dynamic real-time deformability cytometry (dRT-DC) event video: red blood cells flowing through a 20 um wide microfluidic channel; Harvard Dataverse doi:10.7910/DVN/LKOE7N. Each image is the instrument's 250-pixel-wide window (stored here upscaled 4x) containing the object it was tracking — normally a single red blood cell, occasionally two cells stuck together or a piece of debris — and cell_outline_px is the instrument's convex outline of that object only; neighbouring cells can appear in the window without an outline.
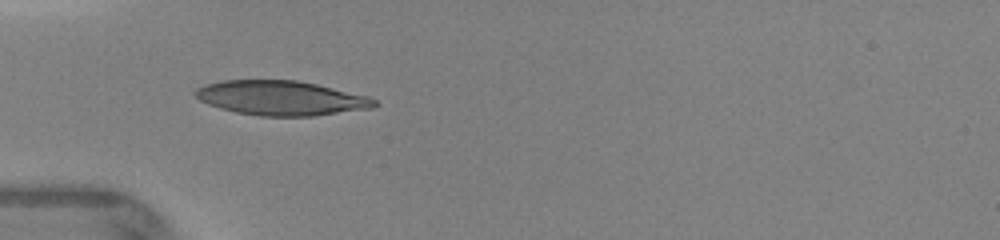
{"species": "human", "species_latin": "Homo sapiens", "temperature_condition": "warm", "stored_images_in_passage": 7, "camera_frame_rate_fps": 3000, "um_per_image_px": 0.085, "donor": {"sex": "female"}, "frame": {"image": 1, "passage_image": 6, "time_ms": 3.667, "image_size_px": [1000, 240], "cell_outline_px": [[380, 104], [376, 108], [316, 116], [260, 116], [236, 112], [220, 108], [208, 104], [200, 100], [192, 92], [196, 88], [204, 84], [220, 80], [296, 80], [316, 84], [368, 96], [376, 100]], "centroid_in_image_um": [23.91, 8.34], "position_along_channel_um": 61.1, "area_um2": 36.41}}